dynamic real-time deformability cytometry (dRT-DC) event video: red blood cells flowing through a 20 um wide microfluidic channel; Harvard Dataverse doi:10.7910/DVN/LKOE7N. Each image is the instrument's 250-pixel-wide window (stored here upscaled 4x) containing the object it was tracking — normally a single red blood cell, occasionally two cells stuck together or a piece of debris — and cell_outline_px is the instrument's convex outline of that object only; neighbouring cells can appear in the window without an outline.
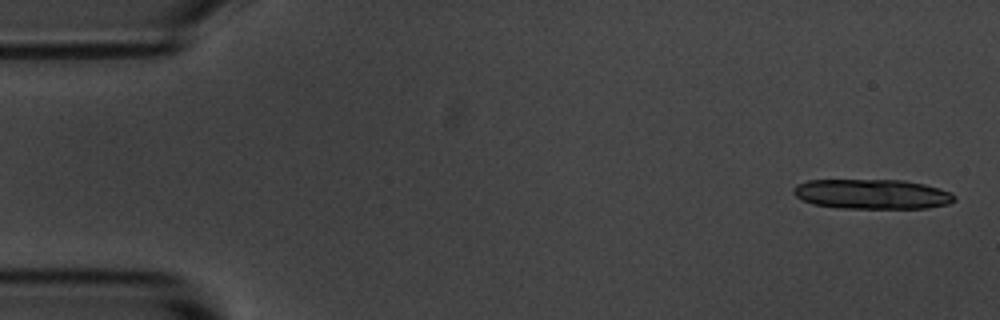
{"species": "common noctule bat (a hibernating species)", "species_latin": "Nyctalus noctula", "temperature_condition": "room temperature", "stored_images_in_passage": 5, "camera_frame_rate_fps": 3000, "um_per_image_px": 0.085, "animal": {"sex": "male", "body_mass_g": 20.1, "forearm_length_mm": 53.5}, "frame": {"image": 1, "passage_image": 1, "time_ms": 0.0, "image_size_px": [1000, 320], "cell_outline_px": [[956, 200], [948, 204], [928, 208], [840, 208], [812, 204], [796, 196], [792, 192], [792, 188], [796, 184], [808, 180], [904, 180], [924, 184], [952, 192], [956, 196]], "centroid_in_image_um": [74.13, 16.5], "position_along_channel_um": 10.9, "area_um2": 28.15}}